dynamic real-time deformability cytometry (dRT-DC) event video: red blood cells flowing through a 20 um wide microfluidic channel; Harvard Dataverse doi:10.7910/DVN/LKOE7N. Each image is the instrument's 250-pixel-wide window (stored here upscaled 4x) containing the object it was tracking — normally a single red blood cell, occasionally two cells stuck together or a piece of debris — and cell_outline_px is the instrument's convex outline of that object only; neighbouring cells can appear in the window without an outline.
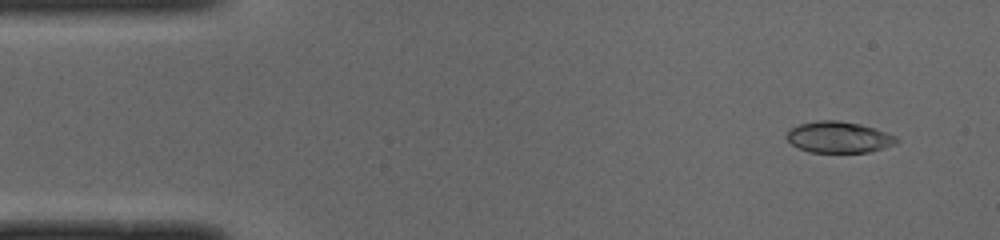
{"species": "common noctule bat (a hibernating species)", "species_latin": "Nyctalus noctula", "temperature_condition": "cold", "stored_images_in_passage": 50, "camera_frame_rate_fps": 3000, "um_per_image_px": 0.085, "animal": {"sex": "male", "body_mass_g": 19.0, "forearm_length_mm": 50.8}, "frame": {"image": 1, "passage_image": 4, "time_ms": 1.0, "image_size_px": [1000, 240], "cell_outline_px": [[900, 140], [896, 144], [884, 148], [868, 152], [812, 152], [800, 148], [792, 144], [784, 136], [792, 128], [800, 124], [816, 120], [840, 120], [860, 124], [896, 136]], "centroid_in_image_um": [71.3, 11.66], "position_along_channel_um": 13.7, "area_um2": 19.88}}
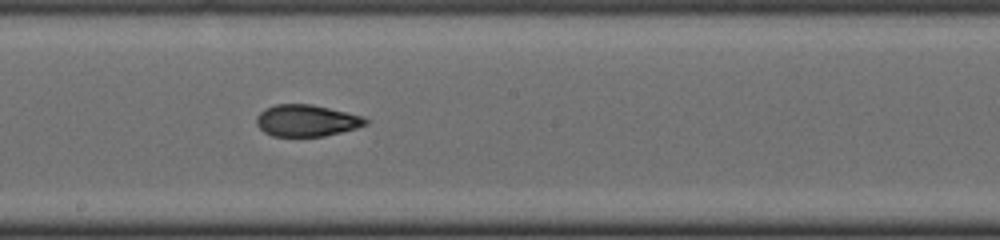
{"frame": {"image": 2, "passage_image": 27, "time_ms": 8.667, "image_size_px": [1000, 240], "cell_outline_px": [[368, 124], [356, 128], [324, 136], [272, 136], [264, 132], [256, 124], [256, 116], [264, 108], [276, 104], [312, 104], [364, 116], [368, 120]], "centroid_in_image_um": [26.05, 10.24], "position_along_channel_um": 222.2, "area_um2": 20.23}}
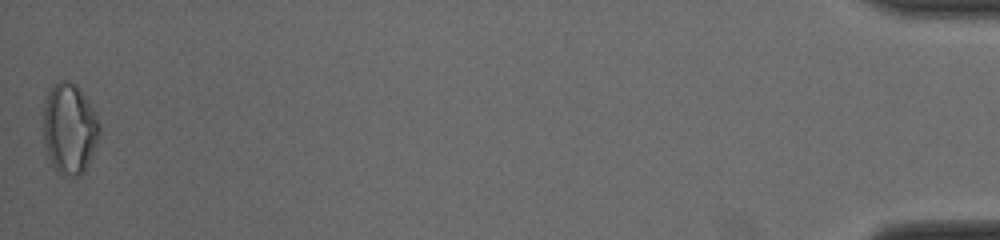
{"frame": {"image": 3, "passage_image": 50, "time_ms": 16.333, "image_size_px": [1000, 240], "cell_outline_px": [[100, 132], [92, 156], [88, 164], [80, 176], [64, 176], [52, 164], [48, 156], [44, 144], [44, 100], [48, 88], [56, 80], [68, 80], [76, 84], [88, 100], [100, 124]], "centroid_in_image_um": [5.89, 10.89], "position_along_channel_um": 429.3, "area_um2": 29.88}, "authors_computed_cell_mechanics": {"area_um2": 20.7502, "velocity_mm_per_s": 3.9944, "shape_relaxation_time_tau1_ms": 5.4824, "shape_relaxation_time_tau2_ms": 2.9563, "deformation_change_tau1": 0.1881, "deformation_change_tau2": 0.0878}}